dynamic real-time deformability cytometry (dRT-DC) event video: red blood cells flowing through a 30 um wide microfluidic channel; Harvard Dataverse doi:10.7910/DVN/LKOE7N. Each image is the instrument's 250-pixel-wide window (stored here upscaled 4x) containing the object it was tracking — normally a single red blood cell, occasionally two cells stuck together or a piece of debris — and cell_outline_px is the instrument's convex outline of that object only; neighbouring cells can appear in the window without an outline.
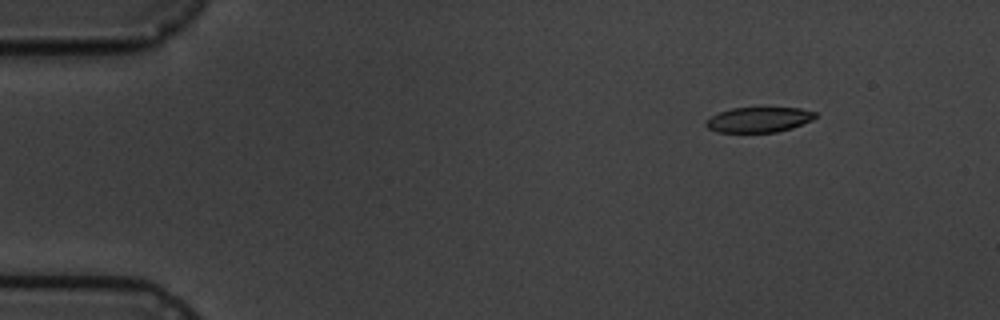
{"species": "common noctule bat (a hibernating species)", "species_latin": "Nyctalus noctula", "temperature_condition": "cold", "stored_images_in_passage": 5, "camera_frame_rate_fps": 3000, "um_per_image_px": 0.085, "animal": {"sex": "male", "body_mass_g": 19.5, "forearm_length_mm": 54.6}, "frame": {"image": 1, "passage_image": 2, "time_ms": 2.0, "image_size_px": [1000, 320], "cell_outline_px": [[816, 116], [812, 120], [792, 128], [776, 132], [716, 132], [708, 128], [704, 124], [704, 120], [720, 112], [732, 108], [800, 108], [816, 112]], "centroid_in_image_um": [64.48, 10.18], "position_along_channel_um": 20.5, "area_um2": 16.01}}